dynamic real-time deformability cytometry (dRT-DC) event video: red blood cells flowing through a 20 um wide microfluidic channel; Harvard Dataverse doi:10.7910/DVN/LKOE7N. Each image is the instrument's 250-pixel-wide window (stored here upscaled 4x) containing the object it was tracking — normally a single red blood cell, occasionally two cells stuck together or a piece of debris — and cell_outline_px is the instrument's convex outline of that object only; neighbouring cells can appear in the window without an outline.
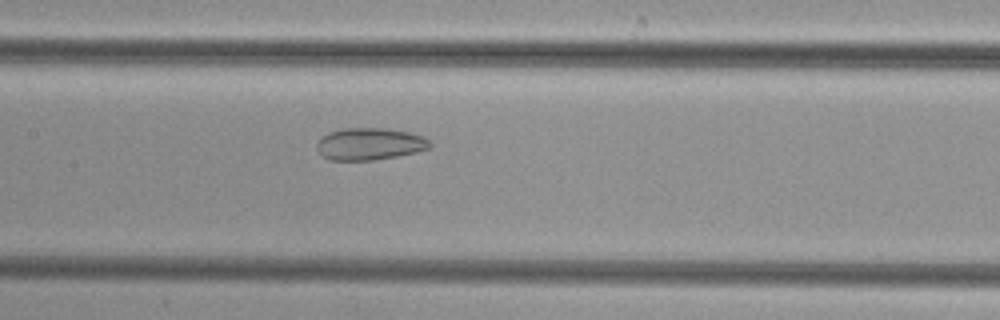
{"species": "common noctule bat (a hibernating species)", "species_latin": "Nyctalus noctula", "temperature_condition": "cold", "stored_images_in_passage": 51, "camera_frame_rate_fps": 3000, "um_per_image_px": 0.085, "animal": {"sex": "female", "body_mass_g": 29.2, "forearm_length_mm": 56.3}, "frame": {"image": 1, "passage_image": 25, "time_ms": 8.0, "image_size_px": [1000, 320], "cell_outline_px": [[432, 148], [416, 152], [396, 156], [372, 160], [328, 160], [316, 148], [316, 144], [328, 132], [344, 128], [388, 128], [408, 132], [424, 136], [432, 144]], "centroid_in_image_um": [31.45, 12.23], "position_along_channel_um": 175.9, "area_um2": 21.15}}
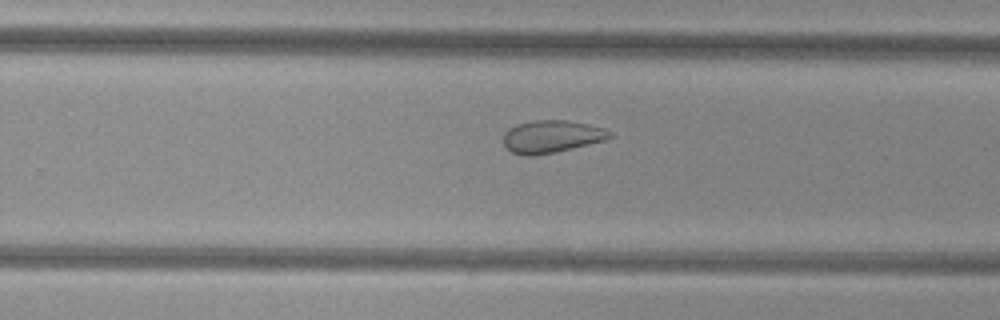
{"frame": {"image": 2, "passage_image": 33, "time_ms": 10.667, "image_size_px": [1000, 320], "cell_outline_px": [[612, 136], [604, 140], [556, 152], [532, 156], [524, 156], [512, 152], [504, 144], [504, 132], [508, 128], [516, 124], [532, 120], [568, 120], [588, 124], [604, 128], [612, 132]], "centroid_in_image_um": [46.87, 11.6], "position_along_channel_um": 282.9, "area_um2": 20.17}}
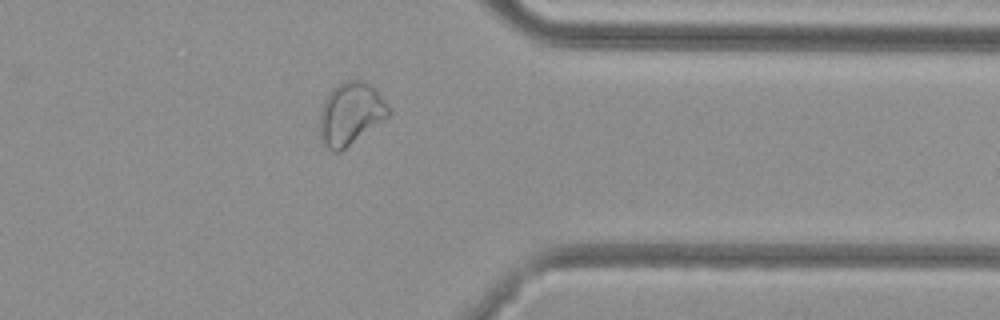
{"frame": {"image": 3, "passage_image": 41, "time_ms": 13.333, "image_size_px": [1000, 320], "cell_outline_px": [[392, 112], [388, 116], [340, 152], [332, 152], [324, 144], [320, 132], [320, 108], [328, 92], [332, 88], [344, 80], [364, 80], [372, 84], [376, 88]], "centroid_in_image_um": [29.79, 9.62], "position_along_channel_um": 381.6, "area_um2": 25.09}}